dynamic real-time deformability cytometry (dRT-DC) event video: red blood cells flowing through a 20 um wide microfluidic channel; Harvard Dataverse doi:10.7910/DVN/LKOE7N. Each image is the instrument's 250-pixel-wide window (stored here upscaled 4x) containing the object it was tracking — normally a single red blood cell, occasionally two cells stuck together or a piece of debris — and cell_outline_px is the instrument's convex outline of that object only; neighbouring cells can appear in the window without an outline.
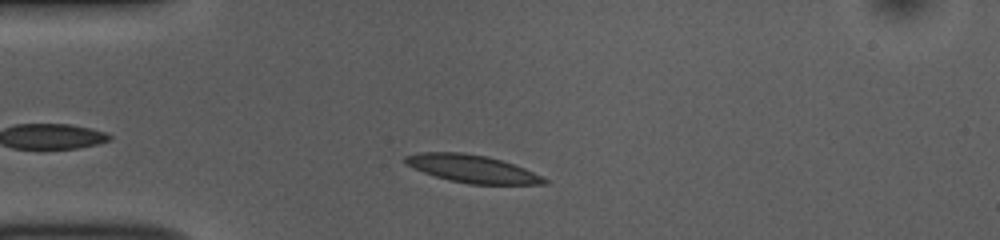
{"species": "common noctule bat (a hibernating species)", "species_latin": "Nyctalus noctula", "temperature_condition": "room temperature", "stored_images_in_passage": 41, "camera_frame_rate_fps": 3000, "um_per_image_px": 0.085, "animal": {"sex": "female", "body_mass_g": 10.0, "forearm_length_mm": 53.1}, "frame": {"image": 1, "passage_image": 5, "time_ms": 1.333, "image_size_px": [1000, 240], "cell_outline_px": [[548, 184], [468, 184], [448, 180], [412, 168], [404, 164], [404, 156], [416, 152], [464, 152], [488, 156], [524, 168], [548, 180]], "centroid_in_image_um": [40.07, 14.33], "position_along_channel_um": 44.9, "area_um2": 22.43}}
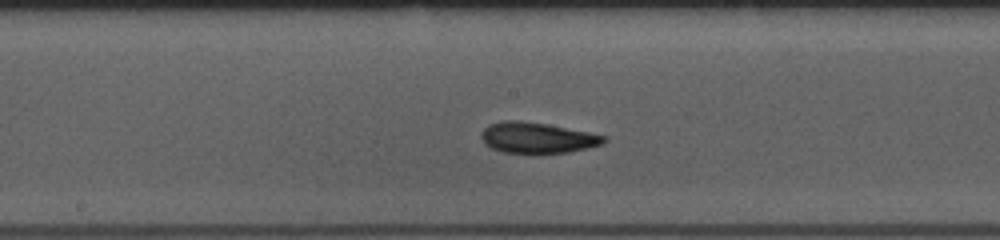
{"frame": {"image": 2, "passage_image": 19, "time_ms": 6.0, "image_size_px": [1000, 240], "cell_outline_px": [[608, 140], [604, 144], [588, 148], [568, 152], [540, 156], [504, 152], [492, 148], [480, 136], [480, 132], [488, 124], [504, 120], [520, 120], [548, 124], [608, 136]], "centroid_in_image_um": [45.7, 11.74], "position_along_channel_um": 202.5, "area_um2": 22.77}}
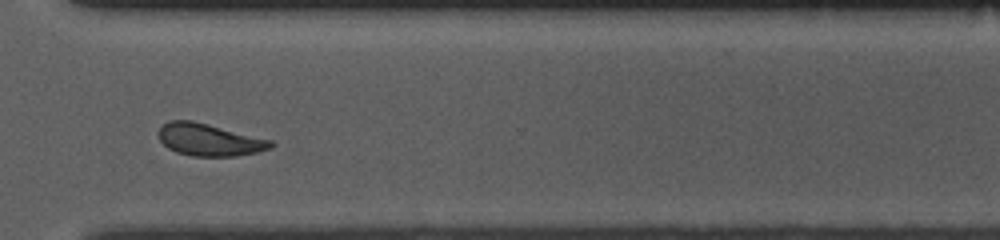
{"frame": {"image": 3, "passage_image": 31, "time_ms": 10.0, "image_size_px": [1000, 240], "cell_outline_px": [[276, 144], [272, 148], [256, 152], [236, 156], [192, 156], [176, 152], [168, 148], [160, 140], [156, 132], [168, 120], [192, 120], [272, 140]], "centroid_in_image_um": [17.78, 11.88], "position_along_channel_um": 352.8, "area_um2": 21.15}, "authors_computed_cell_mechanics": {"area_um2": 21.5016, "velocity_mm_per_s": 3.7666, "shape_relaxation_time_tau1_ms": 3.7107, "shape_relaxation_time_tau2_ms": 2.3797, "deformation_change_tau1": 0.1497, "deformation_change_tau2": 0.0883}}